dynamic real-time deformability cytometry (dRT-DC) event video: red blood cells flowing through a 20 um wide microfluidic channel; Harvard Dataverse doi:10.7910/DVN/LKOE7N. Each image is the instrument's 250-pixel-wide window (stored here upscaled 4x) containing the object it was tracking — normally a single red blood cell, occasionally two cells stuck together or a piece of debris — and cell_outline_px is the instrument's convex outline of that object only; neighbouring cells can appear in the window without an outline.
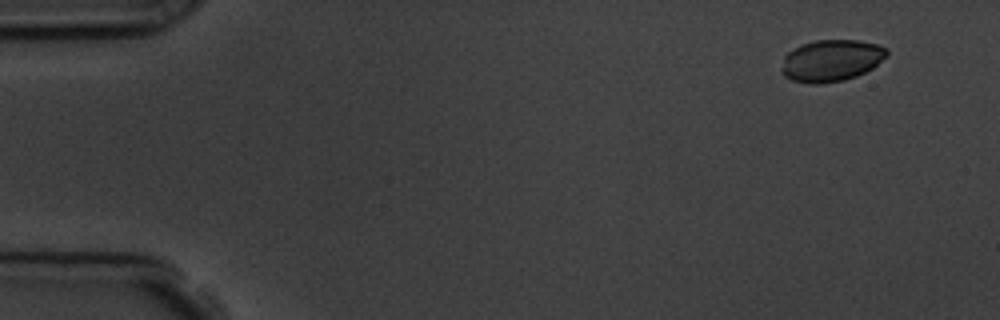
{"species": "common noctule bat (a hibernating species)", "species_latin": "Nyctalus noctula", "temperature_condition": "room temperature", "stored_images_in_passage": 5, "camera_frame_rate_fps": 3000, "um_per_image_px": 0.085, "animal": {"sex": "male", "body_mass_g": 19.5, "forearm_length_mm": 54.6}, "frame": {"image": 1, "passage_image": 1, "time_ms": 0.0, "image_size_px": [1000, 320], "cell_outline_px": [[888, 56], [872, 68], [856, 76], [844, 80], [820, 84], [812, 84], [792, 80], [784, 76], [780, 72], [784, 56], [788, 52], [804, 44], [816, 40], [860, 40], [876, 44], [888, 48]], "centroid_in_image_um": [70.67, 5.15], "position_along_channel_um": 14.3, "area_um2": 25.66}}
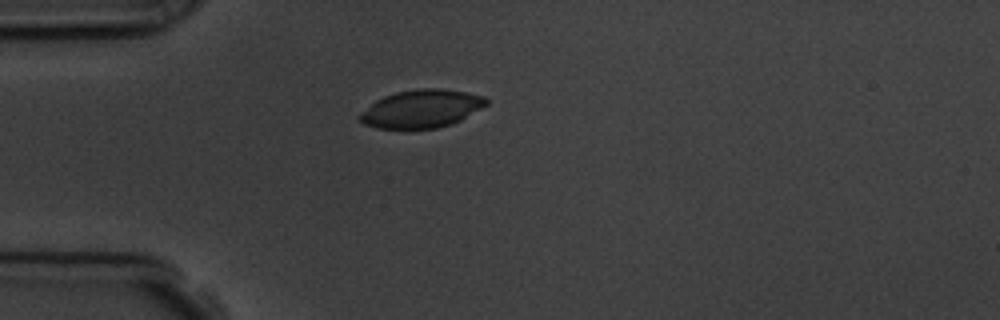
{"frame": {"image": 2, "passage_image": 4, "time_ms": 3.667, "image_size_px": [1000, 320], "cell_outline_px": [[488, 104], [460, 120], [452, 124], [436, 128], [376, 128], [364, 124], [356, 116], [376, 100], [384, 96], [396, 92], [420, 88], [440, 88], [464, 92], [484, 96], [488, 100]], "centroid_in_image_um": [35.81, 9.24], "position_along_channel_um": 49.2, "area_um2": 27.86}}